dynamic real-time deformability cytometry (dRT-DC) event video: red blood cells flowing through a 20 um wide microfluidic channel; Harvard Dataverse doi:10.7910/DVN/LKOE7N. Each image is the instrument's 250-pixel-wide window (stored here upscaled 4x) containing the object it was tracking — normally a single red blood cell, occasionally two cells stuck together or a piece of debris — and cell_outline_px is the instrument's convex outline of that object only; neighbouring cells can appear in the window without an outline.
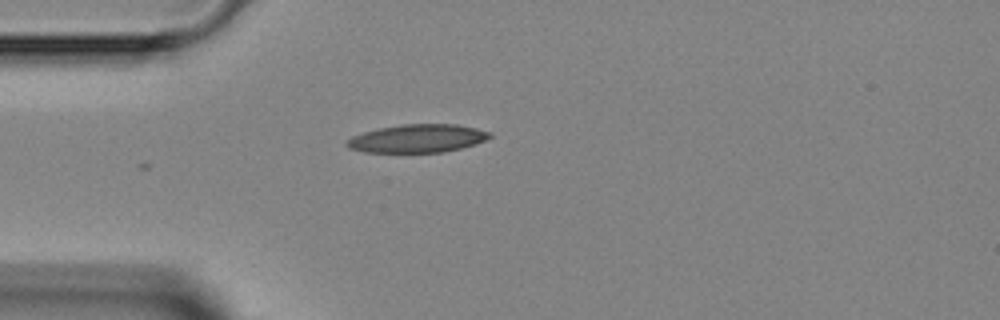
{"species": "Egyptian fruit bat (a non-hibernating species)", "species_latin": "Rousettus aegyptiacus", "temperature_condition": "room temperature", "stored_images_in_passage": 1, "camera_frame_rate_fps": 3000, "um_per_image_px": 0.085, "animal": {"sex": "female"}, "frame": {"image": 1, "passage_image": 1, "time_ms": 0.0, "image_size_px": [1000, 320], "cell_outline_px": [[492, 136], [476, 144], [444, 152], [364, 152], [348, 148], [344, 144], [352, 136], [364, 132], [380, 128], [400, 124], [456, 124], [476, 128], [492, 132]], "centroid_in_image_um": [35.49, 11.76], "position_along_channel_um": 49.5, "area_um2": 23.47}}